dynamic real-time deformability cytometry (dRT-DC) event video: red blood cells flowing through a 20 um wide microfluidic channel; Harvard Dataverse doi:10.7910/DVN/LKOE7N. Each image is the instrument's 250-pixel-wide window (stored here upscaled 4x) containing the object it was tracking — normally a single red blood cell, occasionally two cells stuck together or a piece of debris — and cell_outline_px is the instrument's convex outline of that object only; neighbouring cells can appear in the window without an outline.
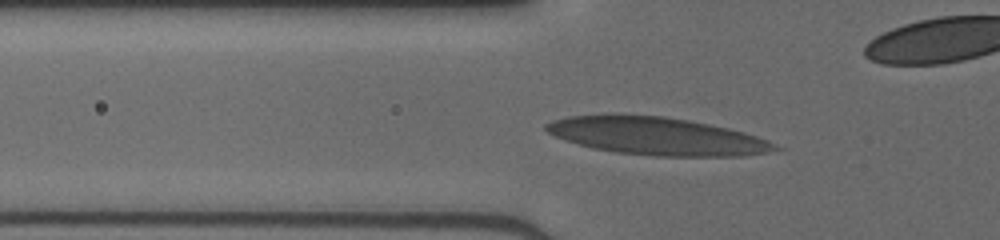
{"species": "human", "species_latin": "Homo sapiens", "temperature_condition": "cold", "stored_images_in_passage": 42, "camera_frame_rate_fps": 3000, "um_per_image_px": 0.085, "donor": {"sex": "male"}, "frame": {"image": 1, "passage_image": 9, "time_ms": 2.667, "image_size_px": [1000, 240], "cell_outline_px": [[784, 148], [744, 156], [656, 156], [616, 152], [592, 148], [564, 140], [548, 132], [544, 128], [544, 124], [552, 120], [568, 116], [608, 112], [616, 112], [664, 116], [688, 120], [728, 128], [744, 132], [768, 140]], "centroid_in_image_um": [55.75, 11.54], "position_along_channel_um": 70.0, "area_um2": 51.04}}
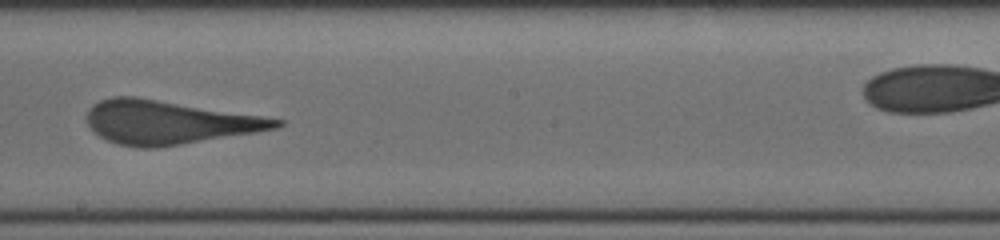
{"frame": {"image": 2, "passage_image": 21, "time_ms": 6.667, "image_size_px": [1000, 240], "cell_outline_px": [[288, 120], [284, 124], [276, 128], [256, 132], [156, 148], [140, 148], [120, 144], [108, 140], [100, 136], [88, 124], [88, 112], [92, 104], [100, 100], [112, 96], [136, 96]], "centroid_in_image_um": [14.36, 10.38], "position_along_channel_um": 233.8, "area_um2": 47.74}}
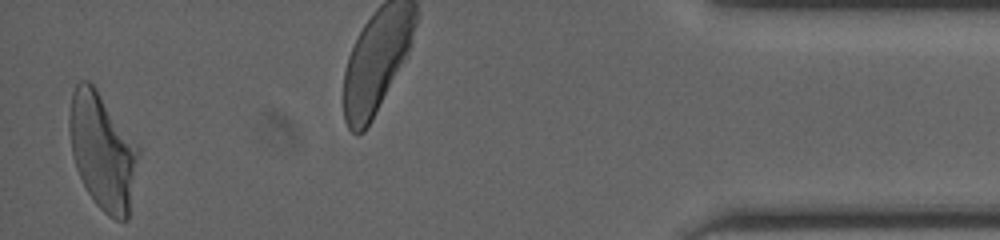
{"frame": {"image": 3, "passage_image": 40, "time_ms": 13.0, "image_size_px": [1000, 240], "cell_outline_px": [[140, 152], [128, 220], [116, 220], [108, 216], [96, 204], [88, 192], [76, 168], [72, 152], [68, 128], [68, 120], [72, 92], [76, 84], [80, 80], [88, 80], [96, 88], [140, 148]], "centroid_in_image_um": [8.71, 12.86], "position_along_channel_um": 426.5, "area_um2": 46.76}}